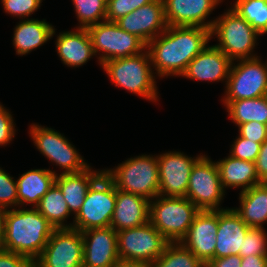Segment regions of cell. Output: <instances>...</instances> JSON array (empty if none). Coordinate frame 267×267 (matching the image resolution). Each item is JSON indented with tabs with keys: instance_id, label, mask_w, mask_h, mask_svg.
Listing matches in <instances>:
<instances>
[{
	"instance_id": "cell-42",
	"label": "cell",
	"mask_w": 267,
	"mask_h": 267,
	"mask_svg": "<svg viewBox=\"0 0 267 267\" xmlns=\"http://www.w3.org/2000/svg\"><path fill=\"white\" fill-rule=\"evenodd\" d=\"M205 267H241L240 255L214 258Z\"/></svg>"
},
{
	"instance_id": "cell-25",
	"label": "cell",
	"mask_w": 267,
	"mask_h": 267,
	"mask_svg": "<svg viewBox=\"0 0 267 267\" xmlns=\"http://www.w3.org/2000/svg\"><path fill=\"white\" fill-rule=\"evenodd\" d=\"M57 173L49 169H34L23 173L16 181L18 206L33 204L35 208L55 183Z\"/></svg>"
},
{
	"instance_id": "cell-36",
	"label": "cell",
	"mask_w": 267,
	"mask_h": 267,
	"mask_svg": "<svg viewBox=\"0 0 267 267\" xmlns=\"http://www.w3.org/2000/svg\"><path fill=\"white\" fill-rule=\"evenodd\" d=\"M260 148V143H254L251 140L238 136L232 145L230 156L244 161L255 162L260 152Z\"/></svg>"
},
{
	"instance_id": "cell-3",
	"label": "cell",
	"mask_w": 267,
	"mask_h": 267,
	"mask_svg": "<svg viewBox=\"0 0 267 267\" xmlns=\"http://www.w3.org/2000/svg\"><path fill=\"white\" fill-rule=\"evenodd\" d=\"M116 87L125 88L150 101H157L155 73L148 51L135 56L111 59L101 64Z\"/></svg>"
},
{
	"instance_id": "cell-41",
	"label": "cell",
	"mask_w": 267,
	"mask_h": 267,
	"mask_svg": "<svg viewBox=\"0 0 267 267\" xmlns=\"http://www.w3.org/2000/svg\"><path fill=\"white\" fill-rule=\"evenodd\" d=\"M255 165L259 180L267 183V140L261 144L260 152L255 160Z\"/></svg>"
},
{
	"instance_id": "cell-24",
	"label": "cell",
	"mask_w": 267,
	"mask_h": 267,
	"mask_svg": "<svg viewBox=\"0 0 267 267\" xmlns=\"http://www.w3.org/2000/svg\"><path fill=\"white\" fill-rule=\"evenodd\" d=\"M216 165L224 191L226 187H242L240 192H243L262 183L257 175L255 162L240 160L229 155L217 161Z\"/></svg>"
},
{
	"instance_id": "cell-2",
	"label": "cell",
	"mask_w": 267,
	"mask_h": 267,
	"mask_svg": "<svg viewBox=\"0 0 267 267\" xmlns=\"http://www.w3.org/2000/svg\"><path fill=\"white\" fill-rule=\"evenodd\" d=\"M54 227L36 209H6L3 250L25 256L35 262L43 252Z\"/></svg>"
},
{
	"instance_id": "cell-17",
	"label": "cell",
	"mask_w": 267,
	"mask_h": 267,
	"mask_svg": "<svg viewBox=\"0 0 267 267\" xmlns=\"http://www.w3.org/2000/svg\"><path fill=\"white\" fill-rule=\"evenodd\" d=\"M83 267H115L119 262L117 232L112 227L81 232Z\"/></svg>"
},
{
	"instance_id": "cell-39",
	"label": "cell",
	"mask_w": 267,
	"mask_h": 267,
	"mask_svg": "<svg viewBox=\"0 0 267 267\" xmlns=\"http://www.w3.org/2000/svg\"><path fill=\"white\" fill-rule=\"evenodd\" d=\"M15 131L12 115L0 104V146L10 143L15 136Z\"/></svg>"
},
{
	"instance_id": "cell-7",
	"label": "cell",
	"mask_w": 267,
	"mask_h": 267,
	"mask_svg": "<svg viewBox=\"0 0 267 267\" xmlns=\"http://www.w3.org/2000/svg\"><path fill=\"white\" fill-rule=\"evenodd\" d=\"M217 36L215 45L231 61L257 57L252 55L257 37L260 35L244 18L234 10L228 9L214 20L211 36Z\"/></svg>"
},
{
	"instance_id": "cell-33",
	"label": "cell",
	"mask_w": 267,
	"mask_h": 267,
	"mask_svg": "<svg viewBox=\"0 0 267 267\" xmlns=\"http://www.w3.org/2000/svg\"><path fill=\"white\" fill-rule=\"evenodd\" d=\"M239 255H267V233L264 228H250L243 238V244Z\"/></svg>"
},
{
	"instance_id": "cell-29",
	"label": "cell",
	"mask_w": 267,
	"mask_h": 267,
	"mask_svg": "<svg viewBox=\"0 0 267 267\" xmlns=\"http://www.w3.org/2000/svg\"><path fill=\"white\" fill-rule=\"evenodd\" d=\"M35 208L55 229L70 228V225L65 224L64 221L71 213L60 188L55 183L44 194Z\"/></svg>"
},
{
	"instance_id": "cell-18",
	"label": "cell",
	"mask_w": 267,
	"mask_h": 267,
	"mask_svg": "<svg viewBox=\"0 0 267 267\" xmlns=\"http://www.w3.org/2000/svg\"><path fill=\"white\" fill-rule=\"evenodd\" d=\"M168 26H200L212 29L214 20L204 22L222 0H163Z\"/></svg>"
},
{
	"instance_id": "cell-12",
	"label": "cell",
	"mask_w": 267,
	"mask_h": 267,
	"mask_svg": "<svg viewBox=\"0 0 267 267\" xmlns=\"http://www.w3.org/2000/svg\"><path fill=\"white\" fill-rule=\"evenodd\" d=\"M29 134L37 149L51 162L64 169L62 173H79L89 167L74 145L60 132L33 124Z\"/></svg>"
},
{
	"instance_id": "cell-15",
	"label": "cell",
	"mask_w": 267,
	"mask_h": 267,
	"mask_svg": "<svg viewBox=\"0 0 267 267\" xmlns=\"http://www.w3.org/2000/svg\"><path fill=\"white\" fill-rule=\"evenodd\" d=\"M217 230L218 210H200L180 243L207 265L214 259Z\"/></svg>"
},
{
	"instance_id": "cell-32",
	"label": "cell",
	"mask_w": 267,
	"mask_h": 267,
	"mask_svg": "<svg viewBox=\"0 0 267 267\" xmlns=\"http://www.w3.org/2000/svg\"><path fill=\"white\" fill-rule=\"evenodd\" d=\"M76 16L79 20L78 28H88L106 21L107 0H72Z\"/></svg>"
},
{
	"instance_id": "cell-20",
	"label": "cell",
	"mask_w": 267,
	"mask_h": 267,
	"mask_svg": "<svg viewBox=\"0 0 267 267\" xmlns=\"http://www.w3.org/2000/svg\"><path fill=\"white\" fill-rule=\"evenodd\" d=\"M249 226L240 218L232 208L218 210V230L216 233V246L214 258L239 255L243 238Z\"/></svg>"
},
{
	"instance_id": "cell-9",
	"label": "cell",
	"mask_w": 267,
	"mask_h": 267,
	"mask_svg": "<svg viewBox=\"0 0 267 267\" xmlns=\"http://www.w3.org/2000/svg\"><path fill=\"white\" fill-rule=\"evenodd\" d=\"M92 46L100 65L111 59L135 56L146 50L147 45L137 36L122 30L115 22L102 21L87 28Z\"/></svg>"
},
{
	"instance_id": "cell-34",
	"label": "cell",
	"mask_w": 267,
	"mask_h": 267,
	"mask_svg": "<svg viewBox=\"0 0 267 267\" xmlns=\"http://www.w3.org/2000/svg\"><path fill=\"white\" fill-rule=\"evenodd\" d=\"M154 0H107L106 21L116 22L128 13Z\"/></svg>"
},
{
	"instance_id": "cell-30",
	"label": "cell",
	"mask_w": 267,
	"mask_h": 267,
	"mask_svg": "<svg viewBox=\"0 0 267 267\" xmlns=\"http://www.w3.org/2000/svg\"><path fill=\"white\" fill-rule=\"evenodd\" d=\"M151 267H205L189 249L180 242H169L163 253L150 265Z\"/></svg>"
},
{
	"instance_id": "cell-19",
	"label": "cell",
	"mask_w": 267,
	"mask_h": 267,
	"mask_svg": "<svg viewBox=\"0 0 267 267\" xmlns=\"http://www.w3.org/2000/svg\"><path fill=\"white\" fill-rule=\"evenodd\" d=\"M232 61L215 45L206 46L187 65L181 75L198 81L228 80Z\"/></svg>"
},
{
	"instance_id": "cell-37",
	"label": "cell",
	"mask_w": 267,
	"mask_h": 267,
	"mask_svg": "<svg viewBox=\"0 0 267 267\" xmlns=\"http://www.w3.org/2000/svg\"><path fill=\"white\" fill-rule=\"evenodd\" d=\"M6 13L26 18L40 7L42 0H1Z\"/></svg>"
},
{
	"instance_id": "cell-16",
	"label": "cell",
	"mask_w": 267,
	"mask_h": 267,
	"mask_svg": "<svg viewBox=\"0 0 267 267\" xmlns=\"http://www.w3.org/2000/svg\"><path fill=\"white\" fill-rule=\"evenodd\" d=\"M122 30L140 38L146 45L167 29L163 0L143 5L115 22Z\"/></svg>"
},
{
	"instance_id": "cell-4",
	"label": "cell",
	"mask_w": 267,
	"mask_h": 267,
	"mask_svg": "<svg viewBox=\"0 0 267 267\" xmlns=\"http://www.w3.org/2000/svg\"><path fill=\"white\" fill-rule=\"evenodd\" d=\"M104 173L113 181L116 189L153 200L159 195L158 157L141 155L127 159L115 169Z\"/></svg>"
},
{
	"instance_id": "cell-44",
	"label": "cell",
	"mask_w": 267,
	"mask_h": 267,
	"mask_svg": "<svg viewBox=\"0 0 267 267\" xmlns=\"http://www.w3.org/2000/svg\"><path fill=\"white\" fill-rule=\"evenodd\" d=\"M5 209L0 208V250L3 247Z\"/></svg>"
},
{
	"instance_id": "cell-43",
	"label": "cell",
	"mask_w": 267,
	"mask_h": 267,
	"mask_svg": "<svg viewBox=\"0 0 267 267\" xmlns=\"http://www.w3.org/2000/svg\"><path fill=\"white\" fill-rule=\"evenodd\" d=\"M241 267H267V255L241 257Z\"/></svg>"
},
{
	"instance_id": "cell-26",
	"label": "cell",
	"mask_w": 267,
	"mask_h": 267,
	"mask_svg": "<svg viewBox=\"0 0 267 267\" xmlns=\"http://www.w3.org/2000/svg\"><path fill=\"white\" fill-rule=\"evenodd\" d=\"M55 35V28L43 20L26 19L15 27L13 44L17 55H26Z\"/></svg>"
},
{
	"instance_id": "cell-31",
	"label": "cell",
	"mask_w": 267,
	"mask_h": 267,
	"mask_svg": "<svg viewBox=\"0 0 267 267\" xmlns=\"http://www.w3.org/2000/svg\"><path fill=\"white\" fill-rule=\"evenodd\" d=\"M231 9L260 35L267 33V0H236Z\"/></svg>"
},
{
	"instance_id": "cell-21",
	"label": "cell",
	"mask_w": 267,
	"mask_h": 267,
	"mask_svg": "<svg viewBox=\"0 0 267 267\" xmlns=\"http://www.w3.org/2000/svg\"><path fill=\"white\" fill-rule=\"evenodd\" d=\"M149 203L145 197L116 189V205L110 227L116 232L149 222Z\"/></svg>"
},
{
	"instance_id": "cell-27",
	"label": "cell",
	"mask_w": 267,
	"mask_h": 267,
	"mask_svg": "<svg viewBox=\"0 0 267 267\" xmlns=\"http://www.w3.org/2000/svg\"><path fill=\"white\" fill-rule=\"evenodd\" d=\"M240 208H233L250 228H263L267 222V183L262 182L240 192Z\"/></svg>"
},
{
	"instance_id": "cell-22",
	"label": "cell",
	"mask_w": 267,
	"mask_h": 267,
	"mask_svg": "<svg viewBox=\"0 0 267 267\" xmlns=\"http://www.w3.org/2000/svg\"><path fill=\"white\" fill-rule=\"evenodd\" d=\"M56 50L61 61L68 67H79L95 55L87 28L59 33Z\"/></svg>"
},
{
	"instance_id": "cell-10",
	"label": "cell",
	"mask_w": 267,
	"mask_h": 267,
	"mask_svg": "<svg viewBox=\"0 0 267 267\" xmlns=\"http://www.w3.org/2000/svg\"><path fill=\"white\" fill-rule=\"evenodd\" d=\"M231 64L226 84V95L222 101L253 99L267 95V62L259 56L237 60ZM234 64V66H233Z\"/></svg>"
},
{
	"instance_id": "cell-45",
	"label": "cell",
	"mask_w": 267,
	"mask_h": 267,
	"mask_svg": "<svg viewBox=\"0 0 267 267\" xmlns=\"http://www.w3.org/2000/svg\"><path fill=\"white\" fill-rule=\"evenodd\" d=\"M115 267H151L150 265L143 263H125L119 262Z\"/></svg>"
},
{
	"instance_id": "cell-35",
	"label": "cell",
	"mask_w": 267,
	"mask_h": 267,
	"mask_svg": "<svg viewBox=\"0 0 267 267\" xmlns=\"http://www.w3.org/2000/svg\"><path fill=\"white\" fill-rule=\"evenodd\" d=\"M18 206L16 181L7 172L0 168V208Z\"/></svg>"
},
{
	"instance_id": "cell-38",
	"label": "cell",
	"mask_w": 267,
	"mask_h": 267,
	"mask_svg": "<svg viewBox=\"0 0 267 267\" xmlns=\"http://www.w3.org/2000/svg\"><path fill=\"white\" fill-rule=\"evenodd\" d=\"M239 136L254 143L263 144L267 140V125L259 122H247L238 125Z\"/></svg>"
},
{
	"instance_id": "cell-6",
	"label": "cell",
	"mask_w": 267,
	"mask_h": 267,
	"mask_svg": "<svg viewBox=\"0 0 267 267\" xmlns=\"http://www.w3.org/2000/svg\"><path fill=\"white\" fill-rule=\"evenodd\" d=\"M116 205V187L103 172L89 187L81 210L70 228L81 232L92 228L110 227Z\"/></svg>"
},
{
	"instance_id": "cell-11",
	"label": "cell",
	"mask_w": 267,
	"mask_h": 267,
	"mask_svg": "<svg viewBox=\"0 0 267 267\" xmlns=\"http://www.w3.org/2000/svg\"><path fill=\"white\" fill-rule=\"evenodd\" d=\"M224 193L216 162L202 155L192 167L186 198L199 210H221Z\"/></svg>"
},
{
	"instance_id": "cell-23",
	"label": "cell",
	"mask_w": 267,
	"mask_h": 267,
	"mask_svg": "<svg viewBox=\"0 0 267 267\" xmlns=\"http://www.w3.org/2000/svg\"><path fill=\"white\" fill-rule=\"evenodd\" d=\"M104 172L91 170L90 166L79 173L57 174L55 184L60 188L70 213L74 217L81 210L86 193L91 184Z\"/></svg>"
},
{
	"instance_id": "cell-5",
	"label": "cell",
	"mask_w": 267,
	"mask_h": 267,
	"mask_svg": "<svg viewBox=\"0 0 267 267\" xmlns=\"http://www.w3.org/2000/svg\"><path fill=\"white\" fill-rule=\"evenodd\" d=\"M149 203V222L169 241L180 242L200 211L188 198L160 196Z\"/></svg>"
},
{
	"instance_id": "cell-1",
	"label": "cell",
	"mask_w": 267,
	"mask_h": 267,
	"mask_svg": "<svg viewBox=\"0 0 267 267\" xmlns=\"http://www.w3.org/2000/svg\"><path fill=\"white\" fill-rule=\"evenodd\" d=\"M211 30L200 26H167L147 44L152 67L157 75L181 76L190 61L211 39Z\"/></svg>"
},
{
	"instance_id": "cell-40",
	"label": "cell",
	"mask_w": 267,
	"mask_h": 267,
	"mask_svg": "<svg viewBox=\"0 0 267 267\" xmlns=\"http://www.w3.org/2000/svg\"><path fill=\"white\" fill-rule=\"evenodd\" d=\"M34 264L35 262L25 256L0 250V267H32Z\"/></svg>"
},
{
	"instance_id": "cell-14",
	"label": "cell",
	"mask_w": 267,
	"mask_h": 267,
	"mask_svg": "<svg viewBox=\"0 0 267 267\" xmlns=\"http://www.w3.org/2000/svg\"><path fill=\"white\" fill-rule=\"evenodd\" d=\"M201 156L192 158L178 151L158 155L159 195L186 197L192 167Z\"/></svg>"
},
{
	"instance_id": "cell-28",
	"label": "cell",
	"mask_w": 267,
	"mask_h": 267,
	"mask_svg": "<svg viewBox=\"0 0 267 267\" xmlns=\"http://www.w3.org/2000/svg\"><path fill=\"white\" fill-rule=\"evenodd\" d=\"M223 102L237 126L251 121L267 125V96Z\"/></svg>"
},
{
	"instance_id": "cell-8",
	"label": "cell",
	"mask_w": 267,
	"mask_h": 267,
	"mask_svg": "<svg viewBox=\"0 0 267 267\" xmlns=\"http://www.w3.org/2000/svg\"><path fill=\"white\" fill-rule=\"evenodd\" d=\"M169 241L150 223L117 232L120 262L151 265Z\"/></svg>"
},
{
	"instance_id": "cell-13",
	"label": "cell",
	"mask_w": 267,
	"mask_h": 267,
	"mask_svg": "<svg viewBox=\"0 0 267 267\" xmlns=\"http://www.w3.org/2000/svg\"><path fill=\"white\" fill-rule=\"evenodd\" d=\"M37 267H83V237L74 228L54 229Z\"/></svg>"
}]
</instances>
